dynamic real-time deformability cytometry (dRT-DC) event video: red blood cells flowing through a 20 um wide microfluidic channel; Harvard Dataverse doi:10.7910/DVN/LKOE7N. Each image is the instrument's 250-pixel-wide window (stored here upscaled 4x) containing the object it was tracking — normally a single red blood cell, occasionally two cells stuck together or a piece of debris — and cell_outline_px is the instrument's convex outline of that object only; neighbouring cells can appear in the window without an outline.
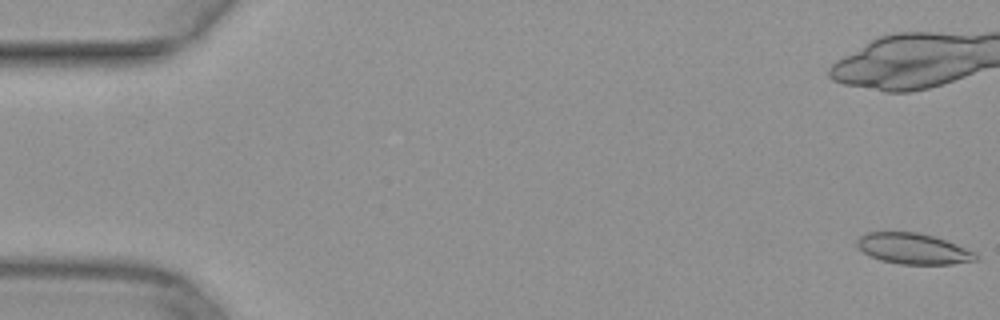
{"species": "common noctule bat (a hibernating species)", "species_latin": "Nyctalus noctula", "temperature_condition": "warm", "stored_images_in_passage": 22, "camera_frame_rate_fps": 3000, "um_per_image_px": 0.085, "animal": {"sex": "female", "body_mass_g": 29.2, "forearm_length_mm": 56.3}, "frame": {"image": 1, "passage_image": 1, "time_ms": 0.0, "image_size_px": [1000, 320], "cell_outline_px": [[980, 260], [952, 264], [900, 264], [880, 260], [868, 256], [856, 248], [856, 240], [860, 236], [868, 232], [916, 232], [932, 236], [956, 244], [976, 252], [980, 256]], "centroid_in_image_um": [77.62, 21.15], "position_along_channel_um": 7.4, "area_um2": 21.56}}